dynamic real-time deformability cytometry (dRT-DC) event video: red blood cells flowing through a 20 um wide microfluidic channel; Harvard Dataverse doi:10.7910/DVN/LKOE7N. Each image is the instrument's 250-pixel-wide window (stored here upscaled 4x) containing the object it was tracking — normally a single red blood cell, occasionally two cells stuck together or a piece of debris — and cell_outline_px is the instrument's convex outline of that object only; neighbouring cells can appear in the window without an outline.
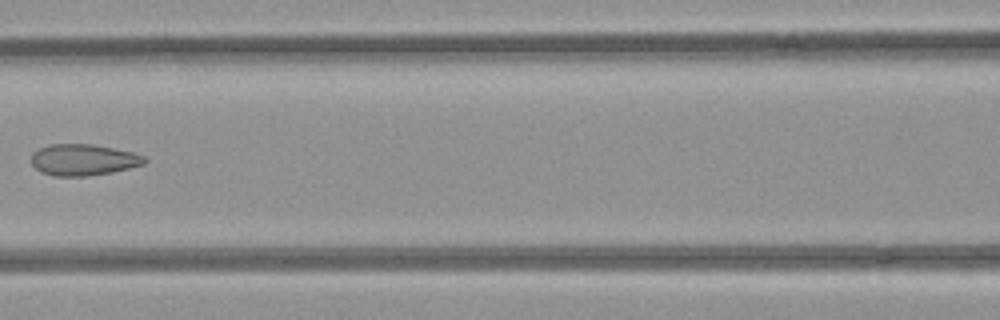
{"species": "common noctule bat (a hibernating species)", "species_latin": "Nyctalus noctula", "temperature_condition": "room temperature", "stored_images_in_passage": 6, "camera_frame_rate_fps": 3000, "um_per_image_px": 0.085, "animal": {"sex": "female", "body_mass_g": 21.9}, "frame": {"image": 1, "passage_image": 6, "time_ms": 1.667, "image_size_px": [1000, 320], "cell_outline_px": [[148, 160], [144, 164], [112, 172], [84, 176], [56, 176], [40, 172], [32, 164], [32, 152], [40, 148], [52, 144], [92, 144], [132, 152], [144, 156]], "centroid_in_image_um": [7.08, 13.58], "position_along_channel_um": 159.5, "area_um2": 20.52}}